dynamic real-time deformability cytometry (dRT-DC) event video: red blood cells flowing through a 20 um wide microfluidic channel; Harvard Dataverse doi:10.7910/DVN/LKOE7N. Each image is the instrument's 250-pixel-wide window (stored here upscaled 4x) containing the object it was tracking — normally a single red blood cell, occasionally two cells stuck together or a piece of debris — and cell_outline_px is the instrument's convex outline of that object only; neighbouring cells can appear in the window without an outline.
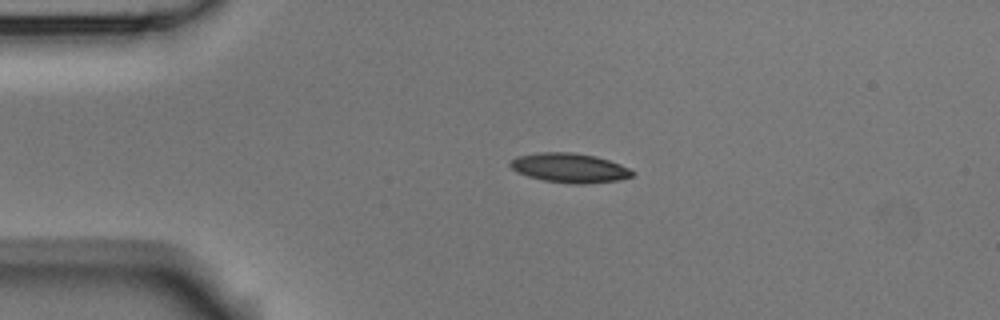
{"species": "Egyptian fruit bat (a non-hibernating species)", "species_latin": "Rousettus aegyptiacus", "temperature_condition": "room temperature", "stored_images_in_passage": 43, "camera_frame_rate_fps": 3000, "um_per_image_px": 0.085, "animal": {"sex": "male"}, "frame": {"image": 1, "passage_image": 1, "time_ms": 0.0, "image_size_px": [1000, 320], "cell_outline_px": [[636, 172], [632, 176], [620, 180], [584, 184], [576, 184], [544, 180], [528, 176], [516, 172], [508, 164], [508, 160], [516, 156], [536, 152], [572, 152], [596, 156], [620, 164]], "centroid_in_image_um": [48.38, 14.26], "position_along_channel_um": 36.6, "area_um2": 21.1}}
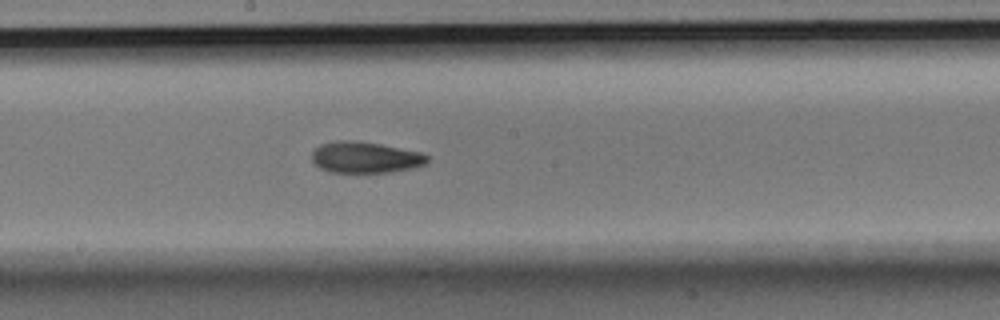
{"frame": {"image": 2, "passage_image": 18, "time_ms": 5.667, "image_size_px": [1000, 320], "cell_outline_px": [[428, 160], [424, 164], [416, 168], [392, 172], [328, 172], [320, 168], [312, 160], [312, 152], [320, 144], [336, 140], [352, 140], [380, 144], [420, 152], [428, 156]], "centroid_in_image_um": [31.04, 13.38], "position_along_channel_um": 217.2, "area_um2": 21.04}}
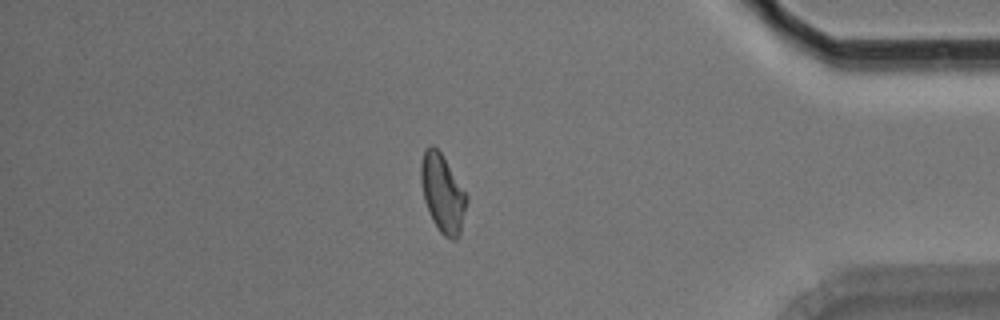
{"frame": {"image": 3, "passage_image": 35, "time_ms": 11.333, "image_size_px": [1000, 320], "cell_outline_px": [[468, 200], [460, 236], [456, 240], [452, 240], [444, 236], [440, 232], [432, 220], [424, 200], [420, 180], [420, 164], [424, 152], [432, 144], [440, 152], [468, 196]], "centroid_in_image_um": [37.63, 16.48], "position_along_channel_um": 397.6, "area_um2": 20.75}, "authors_computed_cell_mechanics": {"area_um2": 20.7502, "velocity_mm_per_s": 3.7624, "shape_relaxation_time_tau1_ms": 4.8064, "shape_relaxation_time_tau2_ms": 4.2376, "deformation_change_tau1": 0.1699, "deformation_change_tau2": 0.1107}}